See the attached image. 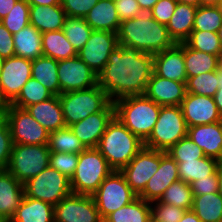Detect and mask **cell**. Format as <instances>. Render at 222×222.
<instances>
[{
	"instance_id": "46",
	"label": "cell",
	"mask_w": 222,
	"mask_h": 222,
	"mask_svg": "<svg viewBox=\"0 0 222 222\" xmlns=\"http://www.w3.org/2000/svg\"><path fill=\"white\" fill-rule=\"evenodd\" d=\"M150 204H152L151 217L158 222H179L186 211L185 209L174 205L165 204L159 200Z\"/></svg>"
},
{
	"instance_id": "60",
	"label": "cell",
	"mask_w": 222,
	"mask_h": 222,
	"mask_svg": "<svg viewBox=\"0 0 222 222\" xmlns=\"http://www.w3.org/2000/svg\"><path fill=\"white\" fill-rule=\"evenodd\" d=\"M177 2L185 3V4H188V5L195 6V7H198V6L201 5V0H177Z\"/></svg>"
},
{
	"instance_id": "50",
	"label": "cell",
	"mask_w": 222,
	"mask_h": 222,
	"mask_svg": "<svg viewBox=\"0 0 222 222\" xmlns=\"http://www.w3.org/2000/svg\"><path fill=\"white\" fill-rule=\"evenodd\" d=\"M120 21L138 17L142 12L137 0H114Z\"/></svg>"
},
{
	"instance_id": "56",
	"label": "cell",
	"mask_w": 222,
	"mask_h": 222,
	"mask_svg": "<svg viewBox=\"0 0 222 222\" xmlns=\"http://www.w3.org/2000/svg\"><path fill=\"white\" fill-rule=\"evenodd\" d=\"M179 222H201V220L192 210H186Z\"/></svg>"
},
{
	"instance_id": "6",
	"label": "cell",
	"mask_w": 222,
	"mask_h": 222,
	"mask_svg": "<svg viewBox=\"0 0 222 222\" xmlns=\"http://www.w3.org/2000/svg\"><path fill=\"white\" fill-rule=\"evenodd\" d=\"M59 100L66 126L102 111L111 102L107 93L99 85L86 90L61 93Z\"/></svg>"
},
{
	"instance_id": "18",
	"label": "cell",
	"mask_w": 222,
	"mask_h": 222,
	"mask_svg": "<svg viewBox=\"0 0 222 222\" xmlns=\"http://www.w3.org/2000/svg\"><path fill=\"white\" fill-rule=\"evenodd\" d=\"M187 127L222 121L214 97L186 93L180 105Z\"/></svg>"
},
{
	"instance_id": "8",
	"label": "cell",
	"mask_w": 222,
	"mask_h": 222,
	"mask_svg": "<svg viewBox=\"0 0 222 222\" xmlns=\"http://www.w3.org/2000/svg\"><path fill=\"white\" fill-rule=\"evenodd\" d=\"M50 153L48 144H13L7 170L24 184L49 166Z\"/></svg>"
},
{
	"instance_id": "51",
	"label": "cell",
	"mask_w": 222,
	"mask_h": 222,
	"mask_svg": "<svg viewBox=\"0 0 222 222\" xmlns=\"http://www.w3.org/2000/svg\"><path fill=\"white\" fill-rule=\"evenodd\" d=\"M193 195H205L208 193L218 192V175L217 172L214 175L207 178L198 179L190 183Z\"/></svg>"
},
{
	"instance_id": "3",
	"label": "cell",
	"mask_w": 222,
	"mask_h": 222,
	"mask_svg": "<svg viewBox=\"0 0 222 222\" xmlns=\"http://www.w3.org/2000/svg\"><path fill=\"white\" fill-rule=\"evenodd\" d=\"M143 147L144 142L114 117L101 136L97 149L114 171H121Z\"/></svg>"
},
{
	"instance_id": "21",
	"label": "cell",
	"mask_w": 222,
	"mask_h": 222,
	"mask_svg": "<svg viewBox=\"0 0 222 222\" xmlns=\"http://www.w3.org/2000/svg\"><path fill=\"white\" fill-rule=\"evenodd\" d=\"M187 93L186 83L152 73L144 95L160 106H180Z\"/></svg>"
},
{
	"instance_id": "16",
	"label": "cell",
	"mask_w": 222,
	"mask_h": 222,
	"mask_svg": "<svg viewBox=\"0 0 222 222\" xmlns=\"http://www.w3.org/2000/svg\"><path fill=\"white\" fill-rule=\"evenodd\" d=\"M60 94L98 85L96 75L78 56L58 61Z\"/></svg>"
},
{
	"instance_id": "66",
	"label": "cell",
	"mask_w": 222,
	"mask_h": 222,
	"mask_svg": "<svg viewBox=\"0 0 222 222\" xmlns=\"http://www.w3.org/2000/svg\"><path fill=\"white\" fill-rule=\"evenodd\" d=\"M148 222H158V221L155 220L153 217H151Z\"/></svg>"
},
{
	"instance_id": "65",
	"label": "cell",
	"mask_w": 222,
	"mask_h": 222,
	"mask_svg": "<svg viewBox=\"0 0 222 222\" xmlns=\"http://www.w3.org/2000/svg\"><path fill=\"white\" fill-rule=\"evenodd\" d=\"M217 7L219 9V11L221 12L222 14V0H219L218 4H217Z\"/></svg>"
},
{
	"instance_id": "57",
	"label": "cell",
	"mask_w": 222,
	"mask_h": 222,
	"mask_svg": "<svg viewBox=\"0 0 222 222\" xmlns=\"http://www.w3.org/2000/svg\"><path fill=\"white\" fill-rule=\"evenodd\" d=\"M29 5H47V6H51V5H59L60 4V0H26Z\"/></svg>"
},
{
	"instance_id": "36",
	"label": "cell",
	"mask_w": 222,
	"mask_h": 222,
	"mask_svg": "<svg viewBox=\"0 0 222 222\" xmlns=\"http://www.w3.org/2000/svg\"><path fill=\"white\" fill-rule=\"evenodd\" d=\"M48 147L51 152L76 154H79L86 149L69 126H65L49 133Z\"/></svg>"
},
{
	"instance_id": "29",
	"label": "cell",
	"mask_w": 222,
	"mask_h": 222,
	"mask_svg": "<svg viewBox=\"0 0 222 222\" xmlns=\"http://www.w3.org/2000/svg\"><path fill=\"white\" fill-rule=\"evenodd\" d=\"M15 56L35 60L43 56L42 33L31 24L13 34Z\"/></svg>"
},
{
	"instance_id": "11",
	"label": "cell",
	"mask_w": 222,
	"mask_h": 222,
	"mask_svg": "<svg viewBox=\"0 0 222 222\" xmlns=\"http://www.w3.org/2000/svg\"><path fill=\"white\" fill-rule=\"evenodd\" d=\"M5 118L10 128L13 144H48L49 132L25 109L7 104Z\"/></svg>"
},
{
	"instance_id": "17",
	"label": "cell",
	"mask_w": 222,
	"mask_h": 222,
	"mask_svg": "<svg viewBox=\"0 0 222 222\" xmlns=\"http://www.w3.org/2000/svg\"><path fill=\"white\" fill-rule=\"evenodd\" d=\"M114 117L115 106L114 102L111 101L102 111L93 113L69 127L86 149L97 148L101 136Z\"/></svg>"
},
{
	"instance_id": "62",
	"label": "cell",
	"mask_w": 222,
	"mask_h": 222,
	"mask_svg": "<svg viewBox=\"0 0 222 222\" xmlns=\"http://www.w3.org/2000/svg\"><path fill=\"white\" fill-rule=\"evenodd\" d=\"M219 73H222V51L217 55V68Z\"/></svg>"
},
{
	"instance_id": "54",
	"label": "cell",
	"mask_w": 222,
	"mask_h": 222,
	"mask_svg": "<svg viewBox=\"0 0 222 222\" xmlns=\"http://www.w3.org/2000/svg\"><path fill=\"white\" fill-rule=\"evenodd\" d=\"M17 0H0V20L13 8Z\"/></svg>"
},
{
	"instance_id": "7",
	"label": "cell",
	"mask_w": 222,
	"mask_h": 222,
	"mask_svg": "<svg viewBox=\"0 0 222 222\" xmlns=\"http://www.w3.org/2000/svg\"><path fill=\"white\" fill-rule=\"evenodd\" d=\"M188 127L180 106H161L156 124L144 147L166 152L187 136Z\"/></svg>"
},
{
	"instance_id": "44",
	"label": "cell",
	"mask_w": 222,
	"mask_h": 222,
	"mask_svg": "<svg viewBox=\"0 0 222 222\" xmlns=\"http://www.w3.org/2000/svg\"><path fill=\"white\" fill-rule=\"evenodd\" d=\"M176 162L205 157L203 150L187 135L166 151Z\"/></svg>"
},
{
	"instance_id": "53",
	"label": "cell",
	"mask_w": 222,
	"mask_h": 222,
	"mask_svg": "<svg viewBox=\"0 0 222 222\" xmlns=\"http://www.w3.org/2000/svg\"><path fill=\"white\" fill-rule=\"evenodd\" d=\"M214 101L217 109L222 116V73L218 72V89L214 96Z\"/></svg>"
},
{
	"instance_id": "58",
	"label": "cell",
	"mask_w": 222,
	"mask_h": 222,
	"mask_svg": "<svg viewBox=\"0 0 222 222\" xmlns=\"http://www.w3.org/2000/svg\"><path fill=\"white\" fill-rule=\"evenodd\" d=\"M217 175H218V193L222 197V162H220L218 165Z\"/></svg>"
},
{
	"instance_id": "15",
	"label": "cell",
	"mask_w": 222,
	"mask_h": 222,
	"mask_svg": "<svg viewBox=\"0 0 222 222\" xmlns=\"http://www.w3.org/2000/svg\"><path fill=\"white\" fill-rule=\"evenodd\" d=\"M31 77V60L19 56L4 59L3 69L0 75L1 98L7 104H10Z\"/></svg>"
},
{
	"instance_id": "52",
	"label": "cell",
	"mask_w": 222,
	"mask_h": 222,
	"mask_svg": "<svg viewBox=\"0 0 222 222\" xmlns=\"http://www.w3.org/2000/svg\"><path fill=\"white\" fill-rule=\"evenodd\" d=\"M15 56L13 35L0 21V57L3 59Z\"/></svg>"
},
{
	"instance_id": "64",
	"label": "cell",
	"mask_w": 222,
	"mask_h": 222,
	"mask_svg": "<svg viewBox=\"0 0 222 222\" xmlns=\"http://www.w3.org/2000/svg\"><path fill=\"white\" fill-rule=\"evenodd\" d=\"M4 59L0 57V75L3 69Z\"/></svg>"
},
{
	"instance_id": "14",
	"label": "cell",
	"mask_w": 222,
	"mask_h": 222,
	"mask_svg": "<svg viewBox=\"0 0 222 222\" xmlns=\"http://www.w3.org/2000/svg\"><path fill=\"white\" fill-rule=\"evenodd\" d=\"M159 165L160 151L143 147L120 172L130 188L139 195Z\"/></svg>"
},
{
	"instance_id": "55",
	"label": "cell",
	"mask_w": 222,
	"mask_h": 222,
	"mask_svg": "<svg viewBox=\"0 0 222 222\" xmlns=\"http://www.w3.org/2000/svg\"><path fill=\"white\" fill-rule=\"evenodd\" d=\"M158 0H137L142 12L149 13Z\"/></svg>"
},
{
	"instance_id": "35",
	"label": "cell",
	"mask_w": 222,
	"mask_h": 222,
	"mask_svg": "<svg viewBox=\"0 0 222 222\" xmlns=\"http://www.w3.org/2000/svg\"><path fill=\"white\" fill-rule=\"evenodd\" d=\"M184 60L187 78L201 75L217 68V56L190 48L184 42Z\"/></svg>"
},
{
	"instance_id": "28",
	"label": "cell",
	"mask_w": 222,
	"mask_h": 222,
	"mask_svg": "<svg viewBox=\"0 0 222 222\" xmlns=\"http://www.w3.org/2000/svg\"><path fill=\"white\" fill-rule=\"evenodd\" d=\"M9 222H54V206L24 195Z\"/></svg>"
},
{
	"instance_id": "25",
	"label": "cell",
	"mask_w": 222,
	"mask_h": 222,
	"mask_svg": "<svg viewBox=\"0 0 222 222\" xmlns=\"http://www.w3.org/2000/svg\"><path fill=\"white\" fill-rule=\"evenodd\" d=\"M30 24L41 33L63 30L66 13L59 5H30Z\"/></svg>"
},
{
	"instance_id": "31",
	"label": "cell",
	"mask_w": 222,
	"mask_h": 222,
	"mask_svg": "<svg viewBox=\"0 0 222 222\" xmlns=\"http://www.w3.org/2000/svg\"><path fill=\"white\" fill-rule=\"evenodd\" d=\"M32 78L45 86L52 94L60 95L57 60L47 56H40L33 60Z\"/></svg>"
},
{
	"instance_id": "20",
	"label": "cell",
	"mask_w": 222,
	"mask_h": 222,
	"mask_svg": "<svg viewBox=\"0 0 222 222\" xmlns=\"http://www.w3.org/2000/svg\"><path fill=\"white\" fill-rule=\"evenodd\" d=\"M153 73L157 76L187 83L184 43L175 44L153 55Z\"/></svg>"
},
{
	"instance_id": "63",
	"label": "cell",
	"mask_w": 222,
	"mask_h": 222,
	"mask_svg": "<svg viewBox=\"0 0 222 222\" xmlns=\"http://www.w3.org/2000/svg\"><path fill=\"white\" fill-rule=\"evenodd\" d=\"M217 34H218V36H219V38H220L221 45H222V25H221L220 28L218 29Z\"/></svg>"
},
{
	"instance_id": "12",
	"label": "cell",
	"mask_w": 222,
	"mask_h": 222,
	"mask_svg": "<svg viewBox=\"0 0 222 222\" xmlns=\"http://www.w3.org/2000/svg\"><path fill=\"white\" fill-rule=\"evenodd\" d=\"M118 46L117 33L93 30L89 40L78 52V57L99 75L108 62L110 53Z\"/></svg>"
},
{
	"instance_id": "48",
	"label": "cell",
	"mask_w": 222,
	"mask_h": 222,
	"mask_svg": "<svg viewBox=\"0 0 222 222\" xmlns=\"http://www.w3.org/2000/svg\"><path fill=\"white\" fill-rule=\"evenodd\" d=\"M99 0H60L66 16L84 18Z\"/></svg>"
},
{
	"instance_id": "41",
	"label": "cell",
	"mask_w": 222,
	"mask_h": 222,
	"mask_svg": "<svg viewBox=\"0 0 222 222\" xmlns=\"http://www.w3.org/2000/svg\"><path fill=\"white\" fill-rule=\"evenodd\" d=\"M222 25V14L217 6H204L197 7L193 30L215 32Z\"/></svg>"
},
{
	"instance_id": "9",
	"label": "cell",
	"mask_w": 222,
	"mask_h": 222,
	"mask_svg": "<svg viewBox=\"0 0 222 222\" xmlns=\"http://www.w3.org/2000/svg\"><path fill=\"white\" fill-rule=\"evenodd\" d=\"M23 185L25 196L44 201L52 206L72 193L70 179L50 166Z\"/></svg>"
},
{
	"instance_id": "38",
	"label": "cell",
	"mask_w": 222,
	"mask_h": 222,
	"mask_svg": "<svg viewBox=\"0 0 222 222\" xmlns=\"http://www.w3.org/2000/svg\"><path fill=\"white\" fill-rule=\"evenodd\" d=\"M63 31L70 44L79 52L89 40L93 29L84 18L66 16Z\"/></svg>"
},
{
	"instance_id": "19",
	"label": "cell",
	"mask_w": 222,
	"mask_h": 222,
	"mask_svg": "<svg viewBox=\"0 0 222 222\" xmlns=\"http://www.w3.org/2000/svg\"><path fill=\"white\" fill-rule=\"evenodd\" d=\"M179 179L177 162L167 152L160 151L159 168L147 182L144 190L138 197L149 203L158 201L164 191Z\"/></svg>"
},
{
	"instance_id": "22",
	"label": "cell",
	"mask_w": 222,
	"mask_h": 222,
	"mask_svg": "<svg viewBox=\"0 0 222 222\" xmlns=\"http://www.w3.org/2000/svg\"><path fill=\"white\" fill-rule=\"evenodd\" d=\"M24 195V185L7 169L0 170V222L10 221Z\"/></svg>"
},
{
	"instance_id": "59",
	"label": "cell",
	"mask_w": 222,
	"mask_h": 222,
	"mask_svg": "<svg viewBox=\"0 0 222 222\" xmlns=\"http://www.w3.org/2000/svg\"><path fill=\"white\" fill-rule=\"evenodd\" d=\"M7 103L0 96V120L5 118Z\"/></svg>"
},
{
	"instance_id": "4",
	"label": "cell",
	"mask_w": 222,
	"mask_h": 222,
	"mask_svg": "<svg viewBox=\"0 0 222 222\" xmlns=\"http://www.w3.org/2000/svg\"><path fill=\"white\" fill-rule=\"evenodd\" d=\"M115 117L143 142L156 124L161 106L145 95H130L114 101Z\"/></svg>"
},
{
	"instance_id": "49",
	"label": "cell",
	"mask_w": 222,
	"mask_h": 222,
	"mask_svg": "<svg viewBox=\"0 0 222 222\" xmlns=\"http://www.w3.org/2000/svg\"><path fill=\"white\" fill-rule=\"evenodd\" d=\"M177 3V0H158L149 13L160 24L167 25Z\"/></svg>"
},
{
	"instance_id": "45",
	"label": "cell",
	"mask_w": 222,
	"mask_h": 222,
	"mask_svg": "<svg viewBox=\"0 0 222 222\" xmlns=\"http://www.w3.org/2000/svg\"><path fill=\"white\" fill-rule=\"evenodd\" d=\"M79 154L51 152L49 166L71 179L76 171Z\"/></svg>"
},
{
	"instance_id": "33",
	"label": "cell",
	"mask_w": 222,
	"mask_h": 222,
	"mask_svg": "<svg viewBox=\"0 0 222 222\" xmlns=\"http://www.w3.org/2000/svg\"><path fill=\"white\" fill-rule=\"evenodd\" d=\"M192 211L201 222H222V197L218 192L193 195Z\"/></svg>"
},
{
	"instance_id": "32",
	"label": "cell",
	"mask_w": 222,
	"mask_h": 222,
	"mask_svg": "<svg viewBox=\"0 0 222 222\" xmlns=\"http://www.w3.org/2000/svg\"><path fill=\"white\" fill-rule=\"evenodd\" d=\"M219 163L220 161L206 156L200 159L177 162L180 180L190 184L198 179L214 175Z\"/></svg>"
},
{
	"instance_id": "47",
	"label": "cell",
	"mask_w": 222,
	"mask_h": 222,
	"mask_svg": "<svg viewBox=\"0 0 222 222\" xmlns=\"http://www.w3.org/2000/svg\"><path fill=\"white\" fill-rule=\"evenodd\" d=\"M13 141L6 118L0 120V170H6L10 161Z\"/></svg>"
},
{
	"instance_id": "13",
	"label": "cell",
	"mask_w": 222,
	"mask_h": 222,
	"mask_svg": "<svg viewBox=\"0 0 222 222\" xmlns=\"http://www.w3.org/2000/svg\"><path fill=\"white\" fill-rule=\"evenodd\" d=\"M54 222H103L92 196L71 193L54 206Z\"/></svg>"
},
{
	"instance_id": "24",
	"label": "cell",
	"mask_w": 222,
	"mask_h": 222,
	"mask_svg": "<svg viewBox=\"0 0 222 222\" xmlns=\"http://www.w3.org/2000/svg\"><path fill=\"white\" fill-rule=\"evenodd\" d=\"M49 133L66 126L59 96L28 106L25 109Z\"/></svg>"
},
{
	"instance_id": "2",
	"label": "cell",
	"mask_w": 222,
	"mask_h": 222,
	"mask_svg": "<svg viewBox=\"0 0 222 222\" xmlns=\"http://www.w3.org/2000/svg\"><path fill=\"white\" fill-rule=\"evenodd\" d=\"M117 38L118 44L128 45L152 55L176 44L166 25L160 24L150 13L145 12L136 18L122 21Z\"/></svg>"
},
{
	"instance_id": "1",
	"label": "cell",
	"mask_w": 222,
	"mask_h": 222,
	"mask_svg": "<svg viewBox=\"0 0 222 222\" xmlns=\"http://www.w3.org/2000/svg\"><path fill=\"white\" fill-rule=\"evenodd\" d=\"M153 73V55L118 44L103 71L98 75V85L111 101L130 96L144 95Z\"/></svg>"
},
{
	"instance_id": "42",
	"label": "cell",
	"mask_w": 222,
	"mask_h": 222,
	"mask_svg": "<svg viewBox=\"0 0 222 222\" xmlns=\"http://www.w3.org/2000/svg\"><path fill=\"white\" fill-rule=\"evenodd\" d=\"M30 5L26 0H17L11 11L0 21L13 34L30 24Z\"/></svg>"
},
{
	"instance_id": "39",
	"label": "cell",
	"mask_w": 222,
	"mask_h": 222,
	"mask_svg": "<svg viewBox=\"0 0 222 222\" xmlns=\"http://www.w3.org/2000/svg\"><path fill=\"white\" fill-rule=\"evenodd\" d=\"M159 201L185 210H192L193 193L190 184L180 179L173 182L164 191Z\"/></svg>"
},
{
	"instance_id": "43",
	"label": "cell",
	"mask_w": 222,
	"mask_h": 222,
	"mask_svg": "<svg viewBox=\"0 0 222 222\" xmlns=\"http://www.w3.org/2000/svg\"><path fill=\"white\" fill-rule=\"evenodd\" d=\"M186 87L188 93L214 97L218 89V71L187 78Z\"/></svg>"
},
{
	"instance_id": "61",
	"label": "cell",
	"mask_w": 222,
	"mask_h": 222,
	"mask_svg": "<svg viewBox=\"0 0 222 222\" xmlns=\"http://www.w3.org/2000/svg\"><path fill=\"white\" fill-rule=\"evenodd\" d=\"M219 0H201V5L204 6H217Z\"/></svg>"
},
{
	"instance_id": "10",
	"label": "cell",
	"mask_w": 222,
	"mask_h": 222,
	"mask_svg": "<svg viewBox=\"0 0 222 222\" xmlns=\"http://www.w3.org/2000/svg\"><path fill=\"white\" fill-rule=\"evenodd\" d=\"M92 197L104 220L112 212L131 203L138 195L130 188L120 171H113L104 179Z\"/></svg>"
},
{
	"instance_id": "30",
	"label": "cell",
	"mask_w": 222,
	"mask_h": 222,
	"mask_svg": "<svg viewBox=\"0 0 222 222\" xmlns=\"http://www.w3.org/2000/svg\"><path fill=\"white\" fill-rule=\"evenodd\" d=\"M43 56L57 61L78 56V52L67 40L63 30L42 33Z\"/></svg>"
},
{
	"instance_id": "5",
	"label": "cell",
	"mask_w": 222,
	"mask_h": 222,
	"mask_svg": "<svg viewBox=\"0 0 222 222\" xmlns=\"http://www.w3.org/2000/svg\"><path fill=\"white\" fill-rule=\"evenodd\" d=\"M113 171L97 148L85 149L79 153L76 171L70 179L72 193L92 196Z\"/></svg>"
},
{
	"instance_id": "27",
	"label": "cell",
	"mask_w": 222,
	"mask_h": 222,
	"mask_svg": "<svg viewBox=\"0 0 222 222\" xmlns=\"http://www.w3.org/2000/svg\"><path fill=\"white\" fill-rule=\"evenodd\" d=\"M197 7L185 3H177L175 11L166 25L168 32L177 44L184 43L190 36Z\"/></svg>"
},
{
	"instance_id": "34",
	"label": "cell",
	"mask_w": 222,
	"mask_h": 222,
	"mask_svg": "<svg viewBox=\"0 0 222 222\" xmlns=\"http://www.w3.org/2000/svg\"><path fill=\"white\" fill-rule=\"evenodd\" d=\"M151 204L137 197L131 203L109 214L103 222H148Z\"/></svg>"
},
{
	"instance_id": "40",
	"label": "cell",
	"mask_w": 222,
	"mask_h": 222,
	"mask_svg": "<svg viewBox=\"0 0 222 222\" xmlns=\"http://www.w3.org/2000/svg\"><path fill=\"white\" fill-rule=\"evenodd\" d=\"M185 43L194 50L216 56L222 51L220 38L215 32L192 30Z\"/></svg>"
},
{
	"instance_id": "23",
	"label": "cell",
	"mask_w": 222,
	"mask_h": 222,
	"mask_svg": "<svg viewBox=\"0 0 222 222\" xmlns=\"http://www.w3.org/2000/svg\"><path fill=\"white\" fill-rule=\"evenodd\" d=\"M187 135L206 157L222 162V121L188 127Z\"/></svg>"
},
{
	"instance_id": "26",
	"label": "cell",
	"mask_w": 222,
	"mask_h": 222,
	"mask_svg": "<svg viewBox=\"0 0 222 222\" xmlns=\"http://www.w3.org/2000/svg\"><path fill=\"white\" fill-rule=\"evenodd\" d=\"M93 30L118 33L120 18L114 0H99L84 17Z\"/></svg>"
},
{
	"instance_id": "37",
	"label": "cell",
	"mask_w": 222,
	"mask_h": 222,
	"mask_svg": "<svg viewBox=\"0 0 222 222\" xmlns=\"http://www.w3.org/2000/svg\"><path fill=\"white\" fill-rule=\"evenodd\" d=\"M53 96L54 94H52L45 86L41 85L37 80L31 77L10 105L26 109L30 105L46 101Z\"/></svg>"
}]
</instances>
